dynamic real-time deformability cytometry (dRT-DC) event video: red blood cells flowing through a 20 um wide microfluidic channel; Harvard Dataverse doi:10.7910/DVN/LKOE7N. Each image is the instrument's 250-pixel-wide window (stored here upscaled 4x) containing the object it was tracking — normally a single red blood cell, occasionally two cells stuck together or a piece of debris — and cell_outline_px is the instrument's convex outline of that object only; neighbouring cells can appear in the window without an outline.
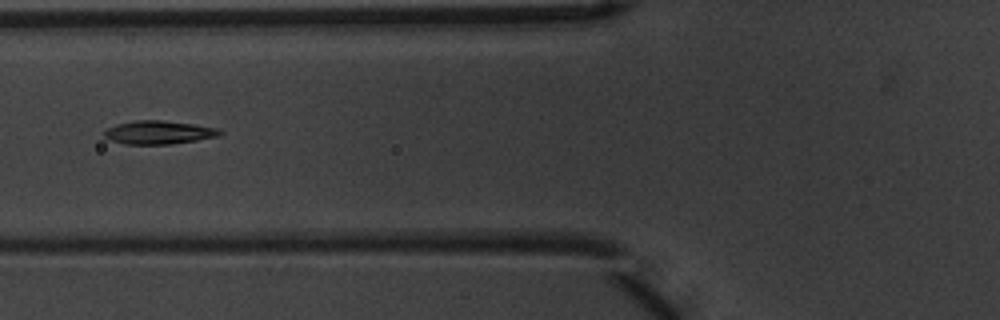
{"species": "common noctule bat (a hibernating species)", "species_latin": "Nyctalus noctula", "temperature_condition": "warm", "stored_images_in_passage": 3, "camera_frame_rate_fps": 3000, "um_per_image_px": 0.085, "animal": {"sex": "male", "body_mass_g": 20.1, "forearm_length_mm": 53.5}, "frame": {"image": 1, "passage_image": 3, "time_ms": 0.667, "image_size_px": [1000, 320], "cell_outline_px": [[224, 132], [220, 136], [172, 144], [124, 144], [112, 140], [104, 136], [104, 132], [108, 128], [116, 124], [136, 120], [164, 120], [220, 128]], "centroid_in_image_um": [13.54, 11.25], "position_along_channel_um": 112.3, "area_um2": 15.78}}